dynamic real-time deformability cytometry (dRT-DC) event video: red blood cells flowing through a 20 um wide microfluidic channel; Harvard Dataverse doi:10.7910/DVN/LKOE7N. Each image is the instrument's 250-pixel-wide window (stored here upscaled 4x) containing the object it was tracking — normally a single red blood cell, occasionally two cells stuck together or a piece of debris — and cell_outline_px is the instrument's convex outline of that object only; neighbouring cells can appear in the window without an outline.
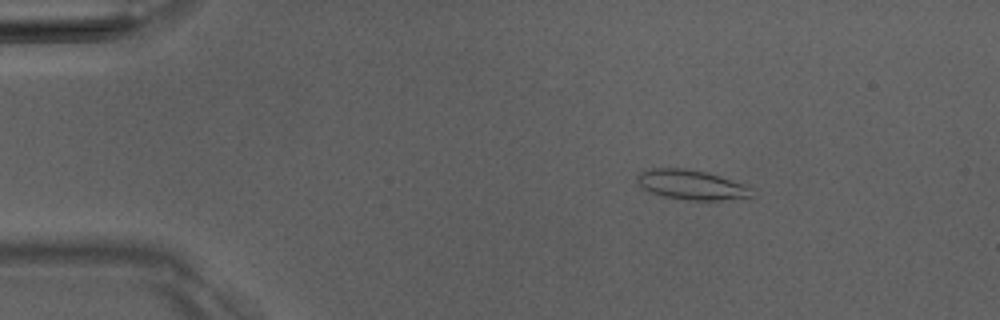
{"species": "Egyptian fruit bat (a non-hibernating species)", "species_latin": "Rousettus aegyptiacus", "temperature_condition": "room temperature", "stored_images_in_passage": 4, "camera_frame_rate_fps": 3000, "um_per_image_px": 0.085, "animal": {"sex": "male"}, "frame": {"image": 1, "passage_image": 1, "time_ms": 0.0, "image_size_px": [1000, 320], "cell_outline_px": [[756, 192], [752, 200], [692, 200], [664, 196], [652, 192], [644, 188], [636, 180], [636, 176], [640, 172], [652, 168], [684, 168], [708, 172], [744, 184], [752, 188]], "centroid_in_image_um": [58.91, 15.72], "position_along_channel_um": 26.1, "area_um2": 20.23}}